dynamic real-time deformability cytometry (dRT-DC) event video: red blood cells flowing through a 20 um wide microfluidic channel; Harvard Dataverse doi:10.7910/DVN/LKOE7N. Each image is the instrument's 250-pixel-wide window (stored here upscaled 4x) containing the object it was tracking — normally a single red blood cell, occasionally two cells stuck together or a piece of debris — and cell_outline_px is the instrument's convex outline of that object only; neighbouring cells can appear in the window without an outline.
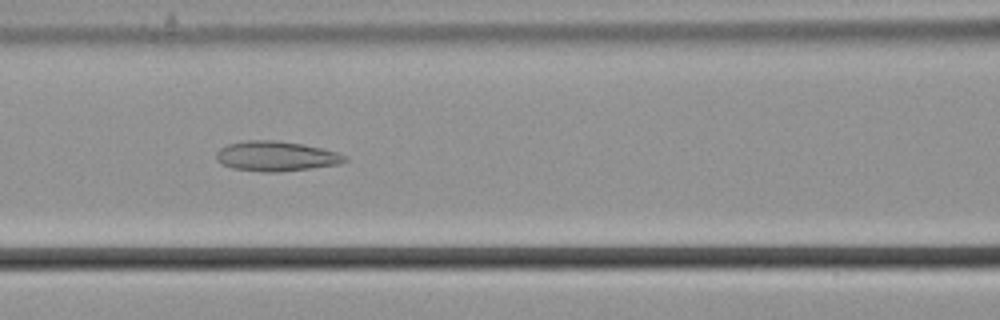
{"species": "common noctule bat (a hibernating species)", "species_latin": "Nyctalus noctula", "temperature_condition": "cold", "stored_images_in_passage": 55, "camera_frame_rate_fps": 3000, "um_per_image_px": 0.085, "animal": {"sex": "male", "body_mass_g": 21.5, "forearm_length_mm": 52.0}, "frame": {"image": 1, "passage_image": 24, "time_ms": 7.667, "image_size_px": [1000, 320], "cell_outline_px": [[348, 160], [340, 164], [312, 168], [280, 172], [260, 172], [232, 168], [220, 164], [216, 160], [216, 152], [220, 148], [228, 144], [244, 140], [276, 140], [304, 144], [336, 152], [344, 156]], "centroid_in_image_um": [23.42, 13.28], "position_along_channel_um": 143.2, "area_um2": 22.6}}
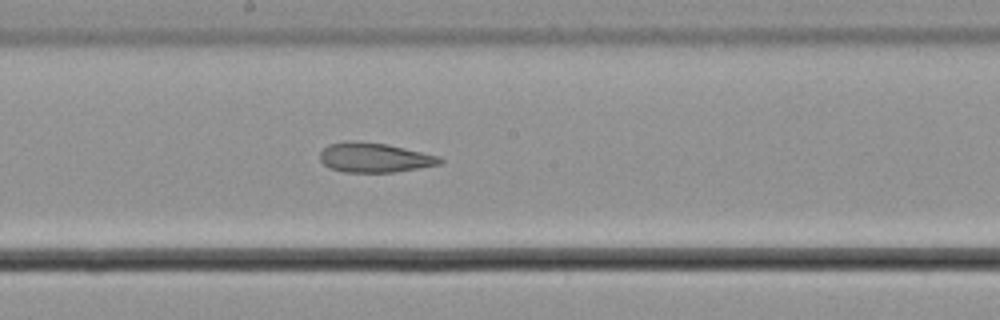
{"frame": {"image": 2, "passage_image": 30, "time_ms": 9.667, "image_size_px": [1000, 320], "cell_outline_px": [[444, 160], [440, 164], [420, 168], [392, 172], [344, 172], [328, 168], [320, 160], [320, 152], [328, 144], [348, 140], [352, 140], [388, 144], [440, 156]], "centroid_in_image_um": [31.82, 13.39], "position_along_channel_um": 216.4, "area_um2": 20.87}}
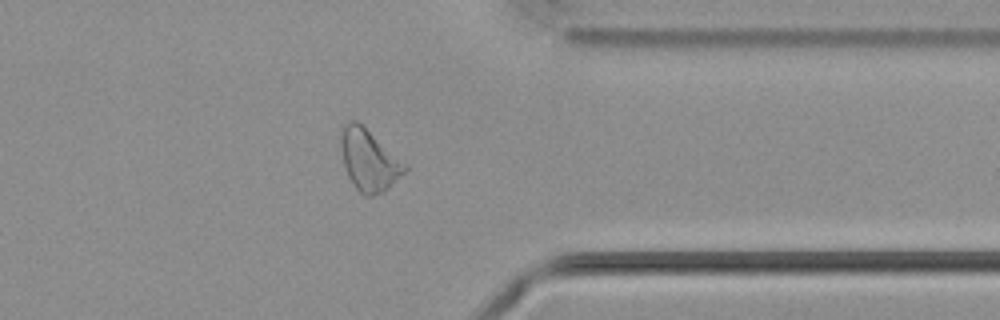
{"frame": {"image": 3, "passage_image": 44, "time_ms": 14.333, "image_size_px": [1000, 320], "cell_outline_px": [[408, 168], [384, 192], [372, 196], [364, 196], [356, 188], [348, 176], [344, 164], [340, 144], [340, 132], [344, 124], [348, 120], [356, 120], [408, 164]], "centroid_in_image_um": [31.35, 13.6], "position_along_channel_um": 380.0, "area_um2": 22.83}, "authors_computed_cell_mechanics": {"area_um2": 24.7962, "velocity_mm_per_s": 3.6738, "shape_relaxation_time_tau1_ms": null, "shape_relaxation_time_tau2_ms": 3.3048, "deformation_change_tau1": null, "deformation_change_tau2": 0.1103}}